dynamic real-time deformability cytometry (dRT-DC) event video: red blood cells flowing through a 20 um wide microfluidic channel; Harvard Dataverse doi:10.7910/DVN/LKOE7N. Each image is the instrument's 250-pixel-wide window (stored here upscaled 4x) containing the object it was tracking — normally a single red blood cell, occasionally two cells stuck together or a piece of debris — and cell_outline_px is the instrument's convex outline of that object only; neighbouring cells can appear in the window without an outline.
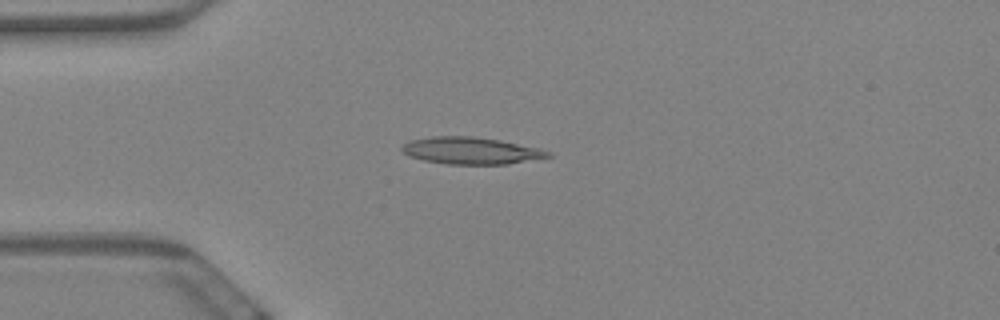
{"species": "Egyptian fruit bat (a non-hibernating species)", "species_latin": "Rousettus aegyptiacus", "temperature_condition": "warm", "stored_images_in_passage": 58, "camera_frame_rate_fps": 3000, "um_per_image_px": 0.085, "animal": {"sex": "female"}, "frame": {"image": 1, "passage_image": 15, "time_ms": 4.667, "image_size_px": [1000, 320], "cell_outline_px": [[552, 156], [508, 164], [448, 164], [424, 160], [408, 156], [400, 148], [404, 144], [412, 140], [432, 136], [472, 136], [500, 140], [540, 148], [552, 152]], "centroid_in_image_um": [40.05, 12.8], "position_along_channel_um": 44.9, "area_um2": 22.89}}
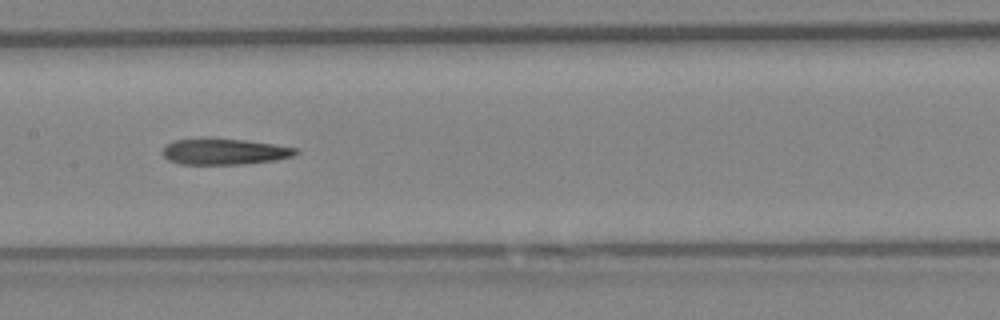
{"frame": {"image": 2, "passage_image": 29, "time_ms": 9.333, "image_size_px": [1000, 320], "cell_outline_px": [[300, 152], [292, 156], [276, 160], [240, 164], [180, 164], [168, 160], [160, 152], [172, 140], [244, 140], [272, 144], [296, 148]], "centroid_in_image_um": [19.08, 12.91], "position_along_channel_um": 188.3, "area_um2": 19.59}}
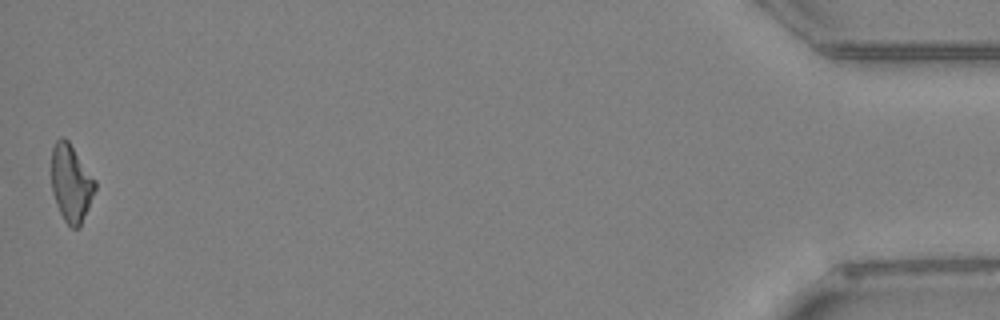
{"frame": {"image": 3, "passage_image": 58, "time_ms": 19.0, "image_size_px": [1000, 320], "cell_outline_px": [[96, 188], [80, 228], [72, 228], [64, 220], [56, 204], [52, 192], [52, 148], [56, 140], [60, 136], [64, 136], [68, 140], [96, 180]], "centroid_in_image_um": [6.04, 15.55], "position_along_channel_um": 429.2, "area_um2": 19.71}}